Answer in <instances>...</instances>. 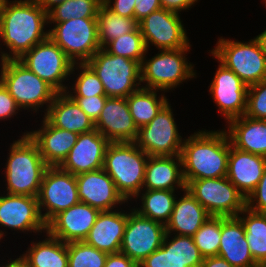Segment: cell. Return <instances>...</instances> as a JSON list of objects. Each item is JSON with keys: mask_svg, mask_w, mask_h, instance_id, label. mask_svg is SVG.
<instances>
[{"mask_svg": "<svg viewBox=\"0 0 266 267\" xmlns=\"http://www.w3.org/2000/svg\"><path fill=\"white\" fill-rule=\"evenodd\" d=\"M96 19L101 48L108 42L138 28V22L135 18L122 17L114 13L104 2L100 5Z\"/></svg>", "mask_w": 266, "mask_h": 267, "instance_id": "34", "label": "cell"}, {"mask_svg": "<svg viewBox=\"0 0 266 267\" xmlns=\"http://www.w3.org/2000/svg\"><path fill=\"white\" fill-rule=\"evenodd\" d=\"M246 207L255 212L266 213V169L256 188L246 198Z\"/></svg>", "mask_w": 266, "mask_h": 267, "instance_id": "43", "label": "cell"}, {"mask_svg": "<svg viewBox=\"0 0 266 267\" xmlns=\"http://www.w3.org/2000/svg\"><path fill=\"white\" fill-rule=\"evenodd\" d=\"M189 49L190 47L160 50L161 53L156 54L148 61L144 57L140 65V82H147L144 88L170 90L186 79L196 76L193 66L185 58V53Z\"/></svg>", "mask_w": 266, "mask_h": 267, "instance_id": "8", "label": "cell"}, {"mask_svg": "<svg viewBox=\"0 0 266 267\" xmlns=\"http://www.w3.org/2000/svg\"><path fill=\"white\" fill-rule=\"evenodd\" d=\"M221 224L222 216H211L192 236L195 245L204 258L218 255L221 240Z\"/></svg>", "mask_w": 266, "mask_h": 267, "instance_id": "38", "label": "cell"}, {"mask_svg": "<svg viewBox=\"0 0 266 267\" xmlns=\"http://www.w3.org/2000/svg\"><path fill=\"white\" fill-rule=\"evenodd\" d=\"M171 106L167 103L147 125L138 129L135 144L149 156H175L182 150Z\"/></svg>", "mask_w": 266, "mask_h": 267, "instance_id": "13", "label": "cell"}, {"mask_svg": "<svg viewBox=\"0 0 266 267\" xmlns=\"http://www.w3.org/2000/svg\"><path fill=\"white\" fill-rule=\"evenodd\" d=\"M218 256L234 267H260L253 259L238 217H222Z\"/></svg>", "mask_w": 266, "mask_h": 267, "instance_id": "24", "label": "cell"}, {"mask_svg": "<svg viewBox=\"0 0 266 267\" xmlns=\"http://www.w3.org/2000/svg\"><path fill=\"white\" fill-rule=\"evenodd\" d=\"M109 144L96 129L79 134L75 145L59 167L73 175L102 169Z\"/></svg>", "mask_w": 266, "mask_h": 267, "instance_id": "18", "label": "cell"}, {"mask_svg": "<svg viewBox=\"0 0 266 267\" xmlns=\"http://www.w3.org/2000/svg\"><path fill=\"white\" fill-rule=\"evenodd\" d=\"M248 88L231 69L220 62L209 92L227 122L245 114Z\"/></svg>", "mask_w": 266, "mask_h": 267, "instance_id": "16", "label": "cell"}, {"mask_svg": "<svg viewBox=\"0 0 266 267\" xmlns=\"http://www.w3.org/2000/svg\"><path fill=\"white\" fill-rule=\"evenodd\" d=\"M186 189L211 216L237 217L246 208L245 196L227 177L191 180Z\"/></svg>", "mask_w": 266, "mask_h": 267, "instance_id": "11", "label": "cell"}, {"mask_svg": "<svg viewBox=\"0 0 266 267\" xmlns=\"http://www.w3.org/2000/svg\"><path fill=\"white\" fill-rule=\"evenodd\" d=\"M100 211L79 202L59 212L47 224L46 231L65 243L84 241Z\"/></svg>", "mask_w": 266, "mask_h": 267, "instance_id": "17", "label": "cell"}, {"mask_svg": "<svg viewBox=\"0 0 266 267\" xmlns=\"http://www.w3.org/2000/svg\"><path fill=\"white\" fill-rule=\"evenodd\" d=\"M42 242H32V247L20 259L27 267H68V243L46 232Z\"/></svg>", "mask_w": 266, "mask_h": 267, "instance_id": "31", "label": "cell"}, {"mask_svg": "<svg viewBox=\"0 0 266 267\" xmlns=\"http://www.w3.org/2000/svg\"><path fill=\"white\" fill-rule=\"evenodd\" d=\"M86 64L102 82L107 97L127 98L141 88L140 64L137 61L112 55L100 48Z\"/></svg>", "mask_w": 266, "mask_h": 267, "instance_id": "5", "label": "cell"}, {"mask_svg": "<svg viewBox=\"0 0 266 267\" xmlns=\"http://www.w3.org/2000/svg\"><path fill=\"white\" fill-rule=\"evenodd\" d=\"M165 234V225L141 216L134 208L128 213L120 252L139 264L162 246Z\"/></svg>", "mask_w": 266, "mask_h": 267, "instance_id": "14", "label": "cell"}, {"mask_svg": "<svg viewBox=\"0 0 266 267\" xmlns=\"http://www.w3.org/2000/svg\"><path fill=\"white\" fill-rule=\"evenodd\" d=\"M48 13L35 0L8 2L3 0L0 9V39L10 53L1 52V61L18 60L36 44L49 37Z\"/></svg>", "mask_w": 266, "mask_h": 267, "instance_id": "1", "label": "cell"}, {"mask_svg": "<svg viewBox=\"0 0 266 267\" xmlns=\"http://www.w3.org/2000/svg\"><path fill=\"white\" fill-rule=\"evenodd\" d=\"M228 123L227 135L233 147L266 157V120L243 115Z\"/></svg>", "mask_w": 266, "mask_h": 267, "instance_id": "29", "label": "cell"}, {"mask_svg": "<svg viewBox=\"0 0 266 267\" xmlns=\"http://www.w3.org/2000/svg\"><path fill=\"white\" fill-rule=\"evenodd\" d=\"M5 267H27V265L19 258L10 261L5 265Z\"/></svg>", "mask_w": 266, "mask_h": 267, "instance_id": "52", "label": "cell"}, {"mask_svg": "<svg viewBox=\"0 0 266 267\" xmlns=\"http://www.w3.org/2000/svg\"><path fill=\"white\" fill-rule=\"evenodd\" d=\"M43 119L42 128L28 132V135L37 144L45 163L48 166H59L75 145L79 134L56 128Z\"/></svg>", "mask_w": 266, "mask_h": 267, "instance_id": "25", "label": "cell"}, {"mask_svg": "<svg viewBox=\"0 0 266 267\" xmlns=\"http://www.w3.org/2000/svg\"><path fill=\"white\" fill-rule=\"evenodd\" d=\"M134 18L137 22L161 9L160 0H135Z\"/></svg>", "mask_w": 266, "mask_h": 267, "instance_id": "45", "label": "cell"}, {"mask_svg": "<svg viewBox=\"0 0 266 267\" xmlns=\"http://www.w3.org/2000/svg\"><path fill=\"white\" fill-rule=\"evenodd\" d=\"M147 155L134 142L110 143L103 170L112 178L118 193L126 202L143 190Z\"/></svg>", "mask_w": 266, "mask_h": 267, "instance_id": "4", "label": "cell"}, {"mask_svg": "<svg viewBox=\"0 0 266 267\" xmlns=\"http://www.w3.org/2000/svg\"><path fill=\"white\" fill-rule=\"evenodd\" d=\"M103 0H67L48 12V23H60L74 18H96Z\"/></svg>", "mask_w": 266, "mask_h": 267, "instance_id": "36", "label": "cell"}, {"mask_svg": "<svg viewBox=\"0 0 266 267\" xmlns=\"http://www.w3.org/2000/svg\"><path fill=\"white\" fill-rule=\"evenodd\" d=\"M184 196L175 200L169 222L165 225L166 233L177 232L180 236H193L203 223L211 217L201 203L184 189Z\"/></svg>", "mask_w": 266, "mask_h": 267, "instance_id": "30", "label": "cell"}, {"mask_svg": "<svg viewBox=\"0 0 266 267\" xmlns=\"http://www.w3.org/2000/svg\"><path fill=\"white\" fill-rule=\"evenodd\" d=\"M127 221V212L101 211L84 241L108 254L119 253Z\"/></svg>", "mask_w": 266, "mask_h": 267, "instance_id": "26", "label": "cell"}, {"mask_svg": "<svg viewBox=\"0 0 266 267\" xmlns=\"http://www.w3.org/2000/svg\"><path fill=\"white\" fill-rule=\"evenodd\" d=\"M47 13L55 6L67 0H35Z\"/></svg>", "mask_w": 266, "mask_h": 267, "instance_id": "50", "label": "cell"}, {"mask_svg": "<svg viewBox=\"0 0 266 267\" xmlns=\"http://www.w3.org/2000/svg\"><path fill=\"white\" fill-rule=\"evenodd\" d=\"M147 51L149 43L160 50H173L190 47L186 31L179 14L163 8L152 12L138 22Z\"/></svg>", "mask_w": 266, "mask_h": 267, "instance_id": "15", "label": "cell"}, {"mask_svg": "<svg viewBox=\"0 0 266 267\" xmlns=\"http://www.w3.org/2000/svg\"><path fill=\"white\" fill-rule=\"evenodd\" d=\"M198 0H160L161 8L177 13L186 10L195 4Z\"/></svg>", "mask_w": 266, "mask_h": 267, "instance_id": "48", "label": "cell"}, {"mask_svg": "<svg viewBox=\"0 0 266 267\" xmlns=\"http://www.w3.org/2000/svg\"><path fill=\"white\" fill-rule=\"evenodd\" d=\"M103 48L112 55L132 59L140 65L147 53L139 27L135 31L123 34L119 38L108 42Z\"/></svg>", "mask_w": 266, "mask_h": 267, "instance_id": "37", "label": "cell"}, {"mask_svg": "<svg viewBox=\"0 0 266 267\" xmlns=\"http://www.w3.org/2000/svg\"><path fill=\"white\" fill-rule=\"evenodd\" d=\"M106 6L114 13L122 17L134 18L135 0H114L111 5V0H103Z\"/></svg>", "mask_w": 266, "mask_h": 267, "instance_id": "46", "label": "cell"}, {"mask_svg": "<svg viewBox=\"0 0 266 267\" xmlns=\"http://www.w3.org/2000/svg\"><path fill=\"white\" fill-rule=\"evenodd\" d=\"M16 110H19V106L0 81V119L11 118L12 115L17 114Z\"/></svg>", "mask_w": 266, "mask_h": 267, "instance_id": "44", "label": "cell"}, {"mask_svg": "<svg viewBox=\"0 0 266 267\" xmlns=\"http://www.w3.org/2000/svg\"><path fill=\"white\" fill-rule=\"evenodd\" d=\"M95 128L110 143L135 142L138 135L126 98L107 97Z\"/></svg>", "mask_w": 266, "mask_h": 267, "instance_id": "21", "label": "cell"}, {"mask_svg": "<svg viewBox=\"0 0 266 267\" xmlns=\"http://www.w3.org/2000/svg\"><path fill=\"white\" fill-rule=\"evenodd\" d=\"M186 185L191 180L227 176L229 137L227 131H198L183 140L181 150Z\"/></svg>", "mask_w": 266, "mask_h": 267, "instance_id": "2", "label": "cell"}, {"mask_svg": "<svg viewBox=\"0 0 266 267\" xmlns=\"http://www.w3.org/2000/svg\"><path fill=\"white\" fill-rule=\"evenodd\" d=\"M211 54L231 69L246 85L266 79V55L256 38L248 43L220 38Z\"/></svg>", "mask_w": 266, "mask_h": 267, "instance_id": "7", "label": "cell"}, {"mask_svg": "<svg viewBox=\"0 0 266 267\" xmlns=\"http://www.w3.org/2000/svg\"><path fill=\"white\" fill-rule=\"evenodd\" d=\"M107 255L85 241L68 243V267H104Z\"/></svg>", "mask_w": 266, "mask_h": 267, "instance_id": "39", "label": "cell"}, {"mask_svg": "<svg viewBox=\"0 0 266 267\" xmlns=\"http://www.w3.org/2000/svg\"><path fill=\"white\" fill-rule=\"evenodd\" d=\"M0 81L15 99L19 108H33L53 102L57 92L19 60L1 61Z\"/></svg>", "mask_w": 266, "mask_h": 267, "instance_id": "6", "label": "cell"}, {"mask_svg": "<svg viewBox=\"0 0 266 267\" xmlns=\"http://www.w3.org/2000/svg\"><path fill=\"white\" fill-rule=\"evenodd\" d=\"M174 191L171 190H145L142 194L141 208H136L141 216L152 219L166 225L173 212L176 197Z\"/></svg>", "mask_w": 266, "mask_h": 267, "instance_id": "35", "label": "cell"}, {"mask_svg": "<svg viewBox=\"0 0 266 267\" xmlns=\"http://www.w3.org/2000/svg\"><path fill=\"white\" fill-rule=\"evenodd\" d=\"M78 197L80 202L86 203L101 211H111L118 203H125L118 193L112 178L102 169L75 175Z\"/></svg>", "mask_w": 266, "mask_h": 267, "instance_id": "22", "label": "cell"}, {"mask_svg": "<svg viewBox=\"0 0 266 267\" xmlns=\"http://www.w3.org/2000/svg\"><path fill=\"white\" fill-rule=\"evenodd\" d=\"M50 30L49 37L73 63H86L101 48L96 18L69 19Z\"/></svg>", "mask_w": 266, "mask_h": 267, "instance_id": "9", "label": "cell"}, {"mask_svg": "<svg viewBox=\"0 0 266 267\" xmlns=\"http://www.w3.org/2000/svg\"><path fill=\"white\" fill-rule=\"evenodd\" d=\"M71 98L94 123L98 120V117L100 116V113L107 100L106 95Z\"/></svg>", "mask_w": 266, "mask_h": 267, "instance_id": "42", "label": "cell"}, {"mask_svg": "<svg viewBox=\"0 0 266 267\" xmlns=\"http://www.w3.org/2000/svg\"><path fill=\"white\" fill-rule=\"evenodd\" d=\"M181 167L182 159L180 155L149 156L145 169L144 190L161 189L174 191L175 185H177L184 191L186 183Z\"/></svg>", "mask_w": 266, "mask_h": 267, "instance_id": "27", "label": "cell"}, {"mask_svg": "<svg viewBox=\"0 0 266 267\" xmlns=\"http://www.w3.org/2000/svg\"><path fill=\"white\" fill-rule=\"evenodd\" d=\"M68 92L57 93L53 102L46 109L45 119L56 128L72 131L77 134L92 131L95 123L68 95Z\"/></svg>", "mask_w": 266, "mask_h": 267, "instance_id": "28", "label": "cell"}, {"mask_svg": "<svg viewBox=\"0 0 266 267\" xmlns=\"http://www.w3.org/2000/svg\"><path fill=\"white\" fill-rule=\"evenodd\" d=\"M260 44L263 53L266 55V30H264L260 35L255 37Z\"/></svg>", "mask_w": 266, "mask_h": 267, "instance_id": "51", "label": "cell"}, {"mask_svg": "<svg viewBox=\"0 0 266 267\" xmlns=\"http://www.w3.org/2000/svg\"><path fill=\"white\" fill-rule=\"evenodd\" d=\"M244 115L253 119L266 120V79L249 86Z\"/></svg>", "mask_w": 266, "mask_h": 267, "instance_id": "41", "label": "cell"}, {"mask_svg": "<svg viewBox=\"0 0 266 267\" xmlns=\"http://www.w3.org/2000/svg\"><path fill=\"white\" fill-rule=\"evenodd\" d=\"M201 267H234L220 256L206 257L203 259Z\"/></svg>", "mask_w": 266, "mask_h": 267, "instance_id": "49", "label": "cell"}, {"mask_svg": "<svg viewBox=\"0 0 266 267\" xmlns=\"http://www.w3.org/2000/svg\"><path fill=\"white\" fill-rule=\"evenodd\" d=\"M18 60L57 93L67 92L68 87L62 81L73 74L78 64L73 63L50 37L36 44Z\"/></svg>", "mask_w": 266, "mask_h": 267, "instance_id": "10", "label": "cell"}, {"mask_svg": "<svg viewBox=\"0 0 266 267\" xmlns=\"http://www.w3.org/2000/svg\"><path fill=\"white\" fill-rule=\"evenodd\" d=\"M165 234L162 246L138 264V267H201L204 257L192 236ZM169 241V242H168Z\"/></svg>", "mask_w": 266, "mask_h": 267, "instance_id": "20", "label": "cell"}, {"mask_svg": "<svg viewBox=\"0 0 266 267\" xmlns=\"http://www.w3.org/2000/svg\"><path fill=\"white\" fill-rule=\"evenodd\" d=\"M2 3H3V0H0V9H1V5H2Z\"/></svg>", "mask_w": 266, "mask_h": 267, "instance_id": "54", "label": "cell"}, {"mask_svg": "<svg viewBox=\"0 0 266 267\" xmlns=\"http://www.w3.org/2000/svg\"><path fill=\"white\" fill-rule=\"evenodd\" d=\"M266 169V157L241 151L229 140L227 178L245 196L256 188Z\"/></svg>", "mask_w": 266, "mask_h": 267, "instance_id": "23", "label": "cell"}, {"mask_svg": "<svg viewBox=\"0 0 266 267\" xmlns=\"http://www.w3.org/2000/svg\"><path fill=\"white\" fill-rule=\"evenodd\" d=\"M6 167L7 193L38 197L42 178L48 165L43 160L37 144L24 133L14 141Z\"/></svg>", "mask_w": 266, "mask_h": 267, "instance_id": "3", "label": "cell"}, {"mask_svg": "<svg viewBox=\"0 0 266 267\" xmlns=\"http://www.w3.org/2000/svg\"><path fill=\"white\" fill-rule=\"evenodd\" d=\"M4 233L0 230V239L3 237Z\"/></svg>", "mask_w": 266, "mask_h": 267, "instance_id": "53", "label": "cell"}, {"mask_svg": "<svg viewBox=\"0 0 266 267\" xmlns=\"http://www.w3.org/2000/svg\"><path fill=\"white\" fill-rule=\"evenodd\" d=\"M0 226L17 229L22 232H46L38 198L32 196L14 195L0 196Z\"/></svg>", "mask_w": 266, "mask_h": 267, "instance_id": "19", "label": "cell"}, {"mask_svg": "<svg viewBox=\"0 0 266 267\" xmlns=\"http://www.w3.org/2000/svg\"><path fill=\"white\" fill-rule=\"evenodd\" d=\"M81 72L74 84L73 94L69 93L70 97H90L97 95H106L105 89L95 74V72L86 64V63H78Z\"/></svg>", "mask_w": 266, "mask_h": 267, "instance_id": "40", "label": "cell"}, {"mask_svg": "<svg viewBox=\"0 0 266 267\" xmlns=\"http://www.w3.org/2000/svg\"><path fill=\"white\" fill-rule=\"evenodd\" d=\"M246 214L241 217L240 214ZM237 217L241 220L249 249L254 261L260 267H266V213L248 209L241 211Z\"/></svg>", "mask_w": 266, "mask_h": 267, "instance_id": "33", "label": "cell"}, {"mask_svg": "<svg viewBox=\"0 0 266 267\" xmlns=\"http://www.w3.org/2000/svg\"><path fill=\"white\" fill-rule=\"evenodd\" d=\"M156 92L142 86L126 98L130 114L138 129L149 124L169 102L164 95L157 98Z\"/></svg>", "mask_w": 266, "mask_h": 267, "instance_id": "32", "label": "cell"}, {"mask_svg": "<svg viewBox=\"0 0 266 267\" xmlns=\"http://www.w3.org/2000/svg\"><path fill=\"white\" fill-rule=\"evenodd\" d=\"M37 198L40 215L47 224L59 212L80 202L75 175L59 166H48ZM43 206L47 211L44 214Z\"/></svg>", "mask_w": 266, "mask_h": 267, "instance_id": "12", "label": "cell"}, {"mask_svg": "<svg viewBox=\"0 0 266 267\" xmlns=\"http://www.w3.org/2000/svg\"><path fill=\"white\" fill-rule=\"evenodd\" d=\"M104 267H138V264L127 255L119 252L108 254Z\"/></svg>", "mask_w": 266, "mask_h": 267, "instance_id": "47", "label": "cell"}]
</instances>
